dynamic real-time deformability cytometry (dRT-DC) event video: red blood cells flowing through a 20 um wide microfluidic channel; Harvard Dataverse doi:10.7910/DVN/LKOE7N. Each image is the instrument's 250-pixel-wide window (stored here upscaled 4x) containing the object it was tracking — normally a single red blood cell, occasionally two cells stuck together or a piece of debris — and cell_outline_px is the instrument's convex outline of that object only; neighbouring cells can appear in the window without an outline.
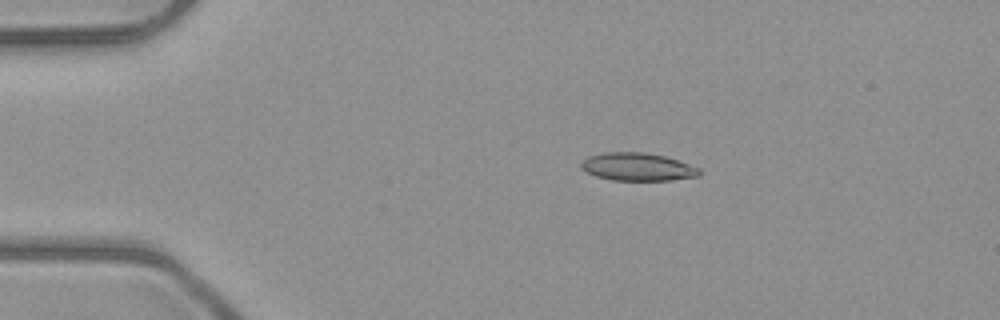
{"species": "common noctule bat (a hibernating species)", "species_latin": "Nyctalus noctula", "temperature_condition": "room temperature", "stored_images_in_passage": 5, "camera_frame_rate_fps": 3000, "um_per_image_px": 0.085, "animal": {"sex": "male", "body_mass_g": 23.1, "forearm_length_mm": 52.7}, "frame": {"image": 1, "passage_image": 3, "time_ms": 2.333, "image_size_px": [1000, 320], "cell_outline_px": [[700, 176], [672, 180], [612, 180], [596, 176], [580, 168], [580, 164], [588, 156], [604, 152], [644, 152], [664, 156], [700, 168]], "centroid_in_image_um": [54.18, 14.18], "position_along_channel_um": 30.8, "area_um2": 19.13}}
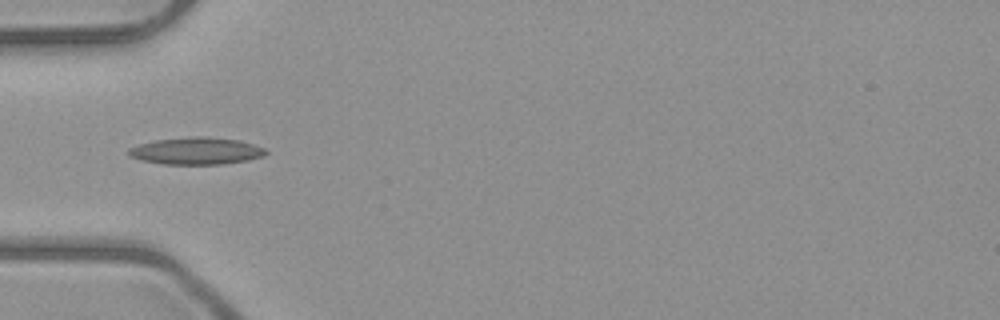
{"frame": {"image": 2, "passage_image": 5, "time_ms": 4.667, "image_size_px": [1000, 320], "cell_outline_px": [[268, 152], [264, 156], [248, 160], [224, 164], [164, 164], [140, 160], [128, 156], [128, 148], [140, 144], [156, 140], [192, 136], [204, 136], [240, 140], [264, 148]], "centroid_in_image_um": [16.68, 12.83], "position_along_channel_um": 68.3, "area_um2": 21.73}}